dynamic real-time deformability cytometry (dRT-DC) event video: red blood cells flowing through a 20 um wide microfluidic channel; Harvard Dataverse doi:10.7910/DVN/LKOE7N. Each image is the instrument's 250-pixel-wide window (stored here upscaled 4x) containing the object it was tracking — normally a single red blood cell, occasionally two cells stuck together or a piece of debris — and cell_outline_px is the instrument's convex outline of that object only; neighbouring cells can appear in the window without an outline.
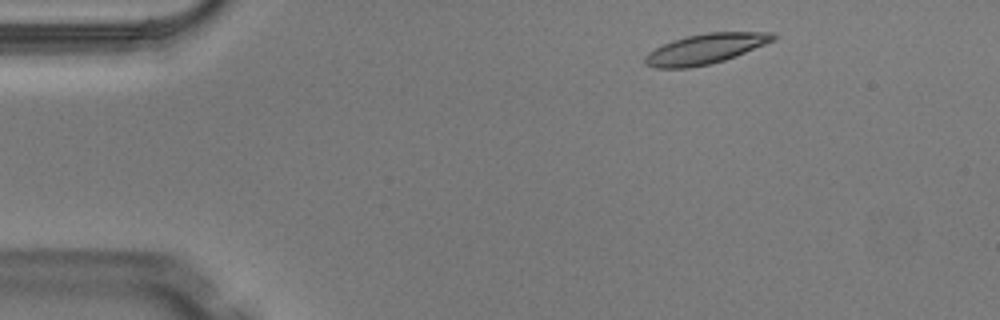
{"species": "Egyptian fruit bat (a non-hibernating species)", "species_latin": "Rousettus aegyptiacus", "temperature_condition": "warm", "stored_images_in_passage": 3, "camera_frame_rate_fps": 3000, "um_per_image_px": 0.085, "animal": {"sex": "male"}, "frame": {"image": 1, "passage_image": 1, "time_ms": 0.0, "image_size_px": [1000, 320], "cell_outline_px": [[776, 40], [724, 60], [708, 64], [688, 68], [656, 68], [644, 64], [644, 56], [648, 52], [672, 40], [688, 36], [708, 32], [772, 32], [776, 36]], "centroid_in_image_um": [59.95, 4.15], "position_along_channel_um": 25.1, "area_um2": 22.31}}